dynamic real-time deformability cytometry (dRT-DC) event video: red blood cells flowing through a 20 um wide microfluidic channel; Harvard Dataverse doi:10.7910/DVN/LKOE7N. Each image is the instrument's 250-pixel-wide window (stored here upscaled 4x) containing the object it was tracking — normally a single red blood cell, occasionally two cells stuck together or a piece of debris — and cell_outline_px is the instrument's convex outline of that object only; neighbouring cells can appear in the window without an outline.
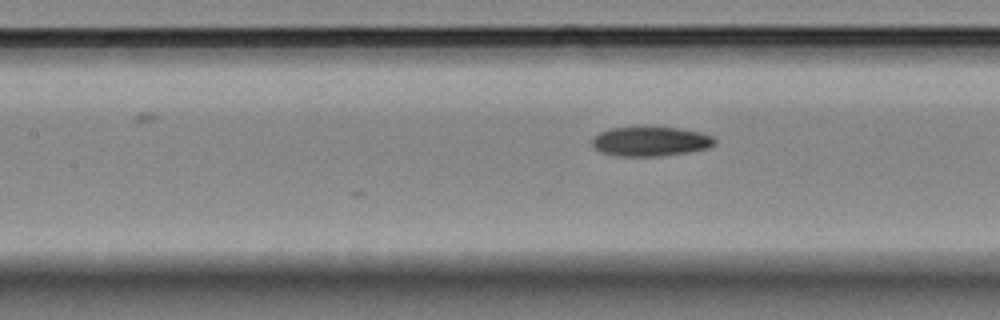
{"species": "Egyptian fruit bat (a non-hibernating species)", "species_latin": "Rousettus aegyptiacus", "temperature_condition": "room temperature", "stored_images_in_passage": 9, "camera_frame_rate_fps": 3000, "um_per_image_px": 0.085, "animal": {"sex": "female"}, "frame": {"image": 1, "passage_image": 9, "time_ms": 2.667, "image_size_px": [1000, 320], "cell_outline_px": [[716, 144], [708, 148], [688, 152], [660, 156], [616, 156], [600, 152], [592, 148], [592, 136], [608, 128], [648, 124], [680, 128], [700, 132], [712, 136], [716, 140]], "centroid_in_image_um": [55.24, 11.97], "position_along_channel_um": 152.2, "area_um2": 22.14}}